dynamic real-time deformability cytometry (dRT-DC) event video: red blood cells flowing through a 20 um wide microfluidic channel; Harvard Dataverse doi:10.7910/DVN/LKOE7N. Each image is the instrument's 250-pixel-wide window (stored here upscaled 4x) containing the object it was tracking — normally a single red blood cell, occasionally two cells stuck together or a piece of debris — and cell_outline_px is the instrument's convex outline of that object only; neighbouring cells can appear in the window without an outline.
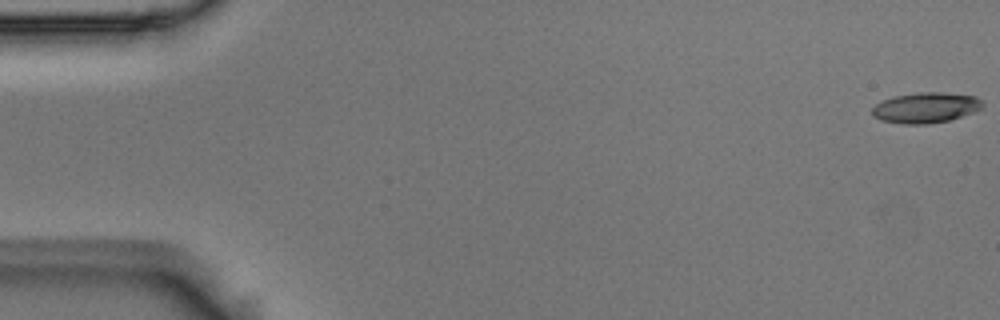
{"species": "Egyptian fruit bat (a non-hibernating species)", "species_latin": "Rousettus aegyptiacus", "temperature_condition": "room temperature", "stored_images_in_passage": 54, "camera_frame_rate_fps": 3000, "um_per_image_px": 0.085, "animal": {"sex": "male"}, "frame": {"image": 1, "passage_image": 1, "time_ms": 0.0, "image_size_px": [1000, 320], "cell_outline_px": [[984, 104], [976, 112], [948, 120], [924, 124], [904, 124], [880, 120], [872, 116], [872, 108], [876, 104], [892, 96], [920, 92], [944, 92], [976, 96]], "centroid_in_image_um": [78.68, 9.14], "position_along_channel_um": 6.3, "area_um2": 19.65}}
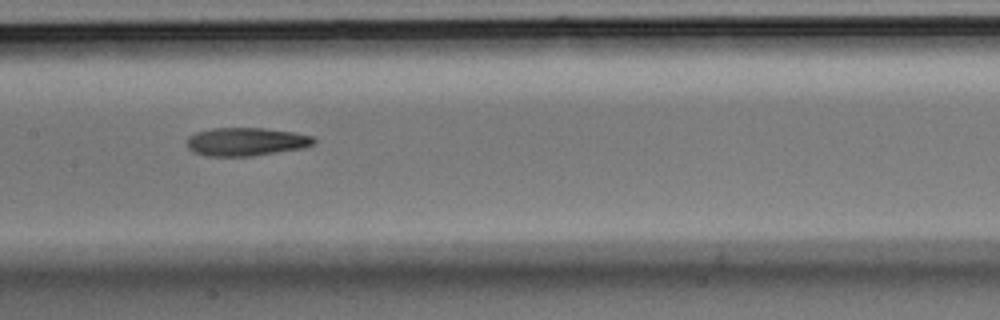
{"frame": {"image": 2, "passage_image": 27, "time_ms": 8.667, "image_size_px": [1000, 320], "cell_outline_px": [[316, 144], [304, 148], [252, 156], [204, 156], [188, 148], [188, 136], [196, 132], [212, 128], [264, 128], [292, 132], [312, 136], [316, 140]], "centroid_in_image_um": [20.94, 12.04], "position_along_channel_um": 186.5, "area_um2": 20.92}}
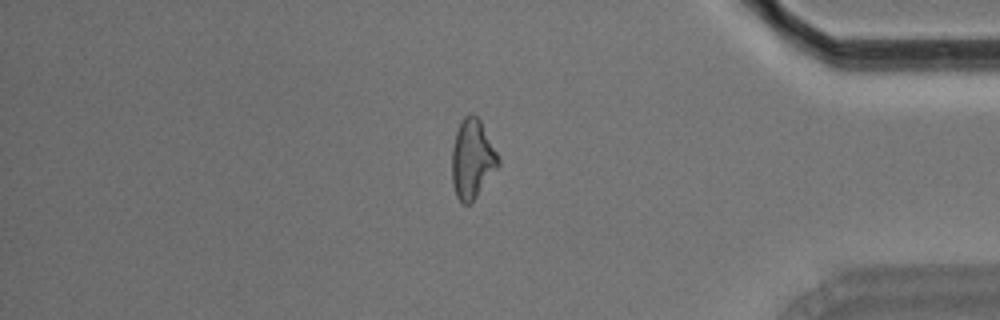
{"frame": {"image": 3, "passage_image": 46, "time_ms": 15.0, "image_size_px": [1000, 320], "cell_outline_px": [[500, 164], [472, 204], [464, 204], [456, 196], [452, 184], [452, 148], [456, 132], [460, 120], [468, 112], [472, 112], [480, 120], [500, 160]], "centroid_in_image_um": [40.13, 13.52], "position_along_channel_um": 395.1, "area_um2": 21.5}, "authors_computed_cell_mechanics": {"area_um2": 20.7791, "velocity_mm_per_s": 3.7454, "shape_relaxation_time_tau1_ms": 10.748, "shape_relaxation_time_tau2_ms": 4.0314, "deformation_change_tau1": 0.2605, "deformation_change_tau2": 0.1464}}